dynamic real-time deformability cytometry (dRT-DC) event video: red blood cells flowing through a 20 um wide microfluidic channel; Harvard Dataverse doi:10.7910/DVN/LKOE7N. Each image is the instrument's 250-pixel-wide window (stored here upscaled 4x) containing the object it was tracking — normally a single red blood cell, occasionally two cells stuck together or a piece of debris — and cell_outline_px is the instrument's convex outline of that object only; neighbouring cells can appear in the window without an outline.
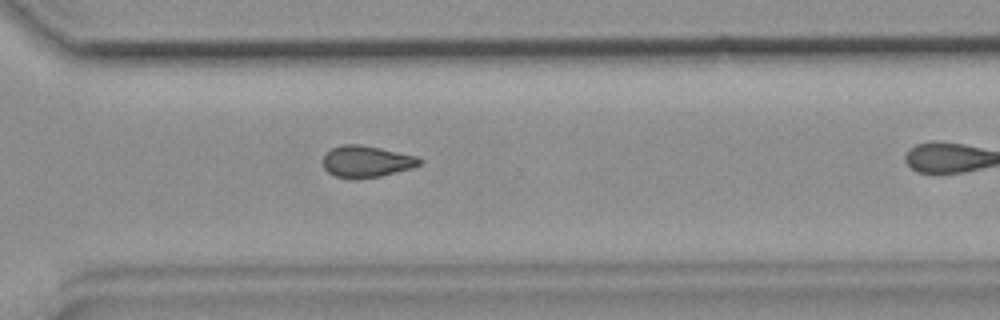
{"species": "common noctule bat (a hibernating species)", "species_latin": "Nyctalus noctula", "temperature_condition": "room temperature", "stored_images_in_passage": 24, "camera_frame_rate_fps": 3000, "um_per_image_px": 0.085, "animal": {"sex": "female", "body_mass_g": 19.9}, "frame": {"image": 1, "passage_image": 21, "time_ms": 6.667, "image_size_px": [1000, 320], "cell_outline_px": [[420, 164], [412, 168], [380, 176], [352, 180], [336, 176], [328, 172], [324, 168], [324, 156], [332, 148], [344, 144], [360, 144], [380, 148], [416, 156], [420, 160]], "centroid_in_image_um": [31.13, 13.74], "position_along_channel_um": 339.5, "area_um2": 17.63}}